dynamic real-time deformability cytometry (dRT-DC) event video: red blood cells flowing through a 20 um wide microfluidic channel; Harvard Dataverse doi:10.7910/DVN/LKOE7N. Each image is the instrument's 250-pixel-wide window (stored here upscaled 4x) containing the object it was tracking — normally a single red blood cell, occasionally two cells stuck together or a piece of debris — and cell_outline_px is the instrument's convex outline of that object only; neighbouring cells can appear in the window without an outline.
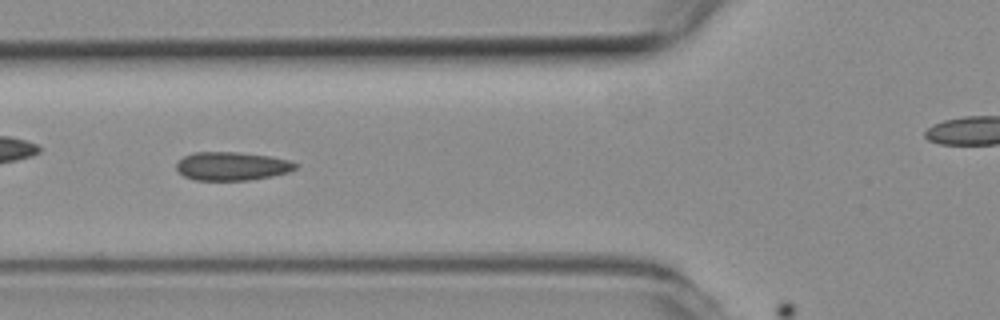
{"species": "common noctule bat (a hibernating species)", "species_latin": "Nyctalus noctula", "temperature_condition": "room temperature", "stored_images_in_passage": 3, "camera_frame_rate_fps": 3000, "um_per_image_px": 0.085, "animal": {"sex": "female", "body_mass_g": 19.3, "forearm_length_mm": 54.1}, "frame": {"image": 1, "passage_image": 3, "time_ms": 0.667, "image_size_px": [1000, 320], "cell_outline_px": [[300, 164], [296, 168], [288, 172], [272, 176], [248, 180], [192, 180], [184, 176], [176, 168], [176, 164], [184, 156], [196, 152], [236, 152], [272, 156], [288, 160]], "centroid_in_image_um": [19.73, 14.12], "position_along_channel_um": 106.1, "area_um2": 19.77}}